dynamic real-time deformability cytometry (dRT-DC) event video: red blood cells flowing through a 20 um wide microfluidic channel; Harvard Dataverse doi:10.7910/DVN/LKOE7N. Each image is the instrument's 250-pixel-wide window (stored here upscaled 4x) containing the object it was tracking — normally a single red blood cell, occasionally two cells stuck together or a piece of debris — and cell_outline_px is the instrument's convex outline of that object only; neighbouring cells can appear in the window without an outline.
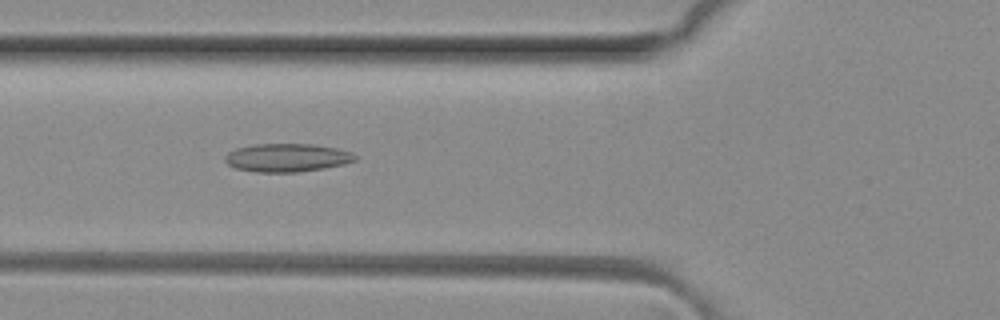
{"species": "common noctule bat (a hibernating species)", "species_latin": "Nyctalus noctula", "temperature_condition": "room temperature", "stored_images_in_passage": 6, "camera_frame_rate_fps": 3000, "um_per_image_px": 0.085, "animal": {"sex": "female", "body_mass_g": 29.2, "forearm_length_mm": 56.3}, "frame": {"image": 1, "passage_image": 6, "time_ms": 1.667, "image_size_px": [1000, 320], "cell_outline_px": [[356, 160], [344, 164], [324, 168], [300, 172], [256, 172], [236, 168], [228, 164], [224, 160], [224, 156], [228, 152], [236, 148], [256, 144], [312, 144], [336, 148], [352, 152], [356, 156]], "centroid_in_image_um": [24.39, 13.4], "position_along_channel_um": 101.4, "area_um2": 21.44}}